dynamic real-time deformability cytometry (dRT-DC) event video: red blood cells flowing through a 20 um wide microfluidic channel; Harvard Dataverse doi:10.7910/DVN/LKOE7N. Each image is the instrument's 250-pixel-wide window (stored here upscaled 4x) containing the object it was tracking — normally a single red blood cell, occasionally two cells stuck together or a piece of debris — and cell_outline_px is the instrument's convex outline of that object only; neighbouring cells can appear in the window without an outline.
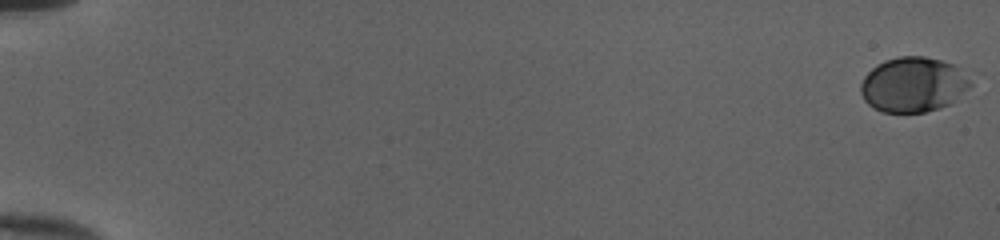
{"species": "human", "species_latin": "Homo sapiens", "temperature_condition": "cold", "stored_images_in_passage": 53, "camera_frame_rate_fps": 3000, "um_per_image_px": 0.085, "donor": {"sex": "female"}, "frame": {"image": 1, "passage_image": 1, "time_ms": 0.0, "image_size_px": [1000, 240], "cell_outline_px": [[972, 84], [952, 104], [940, 108], [924, 112], [880, 112], [868, 104], [864, 100], [860, 92], [860, 84], [864, 76], [876, 64], [884, 60], [900, 56], [924, 56], [940, 60], [952, 64], [972, 76]], "centroid_in_image_um": [77.64, 7.19], "position_along_channel_um": 7.4, "area_um2": 35.6}}
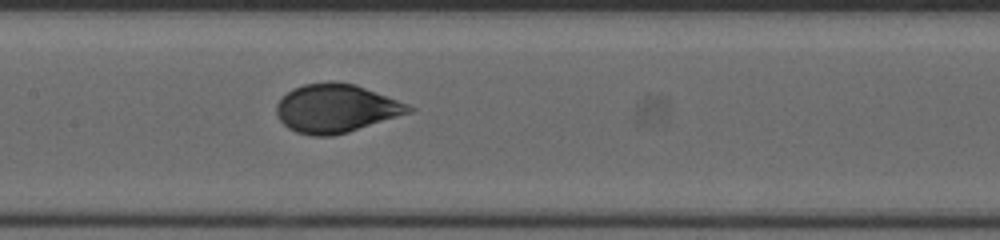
{"frame": {"image": 2, "passage_image": 29, "time_ms": 9.333, "image_size_px": [1000, 240], "cell_outline_px": [[416, 108], [412, 112], [348, 132], [332, 136], [312, 136], [296, 132], [288, 128], [276, 116], [276, 104], [292, 88], [304, 84], [328, 80], [332, 80], [356, 84], [408, 104]], "centroid_in_image_um": [28.55, 9.2], "position_along_channel_um": 178.8, "area_um2": 37.57}}
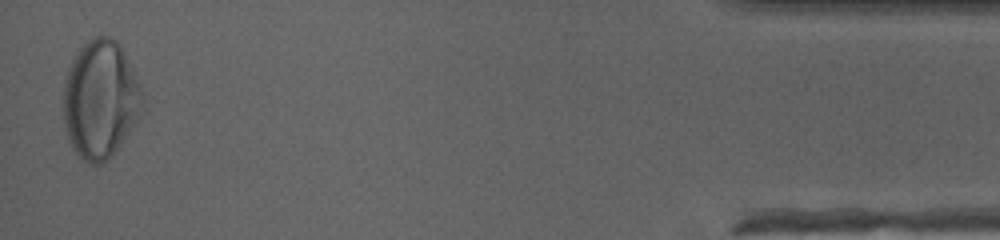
{"frame": {"image": 3, "passage_image": 53, "time_ms": 17.333, "image_size_px": [1000, 240], "cell_outline_px": [[140, 116], [112, 156], [100, 164], [88, 164], [72, 148], [68, 140], [64, 124], [64, 80], [72, 56], [88, 40], [96, 36], [108, 36], [116, 40], [120, 44], [140, 84]], "centroid_in_image_um": [8.5, 8.44], "position_along_channel_um": 426.7, "area_um2": 54.16}, "authors_computed_cell_mechanics": {"area_um2": 36.5874, "velocity_mm_per_s": 4.0016, "shape_relaxation_time_tau1_ms": 4.1265, "shape_relaxation_time_tau2_ms": null, "deformation_change_tau1": 0.1471, "deformation_change_tau2": null}}